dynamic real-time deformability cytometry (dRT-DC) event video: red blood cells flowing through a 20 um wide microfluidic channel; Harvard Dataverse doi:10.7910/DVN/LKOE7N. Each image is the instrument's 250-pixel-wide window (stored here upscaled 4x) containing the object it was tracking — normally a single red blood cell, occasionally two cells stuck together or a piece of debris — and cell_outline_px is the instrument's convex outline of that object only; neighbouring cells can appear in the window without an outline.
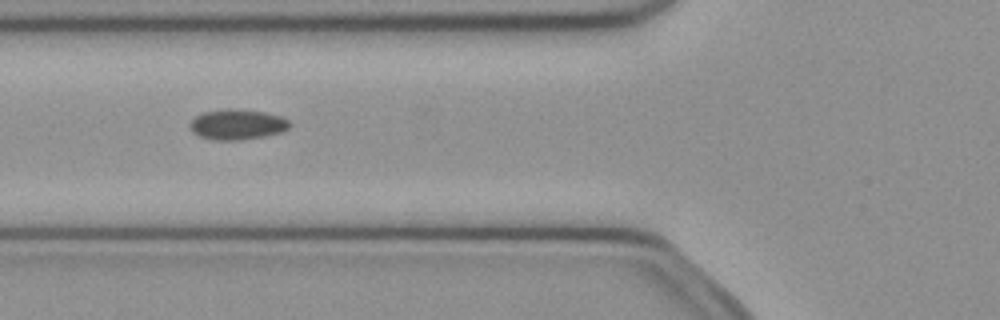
{"species": "common noctule bat (a hibernating species)", "species_latin": "Nyctalus noctula", "temperature_condition": "cold", "stored_images_in_passage": 39, "camera_frame_rate_fps": 3000, "um_per_image_px": 0.085, "animal": {"sex": "female", "body_mass_g": 21.9}, "frame": {"image": 1, "passage_image": 8, "time_ms": 2.333, "image_size_px": [1000, 320], "cell_outline_px": [[292, 124], [284, 132], [264, 136], [240, 140], [216, 140], [200, 136], [192, 132], [188, 124], [196, 116], [204, 112], [224, 108], [236, 108], [264, 112], [280, 116], [288, 120]], "centroid_in_image_um": [20.17, 10.57], "position_along_channel_um": 105.6, "area_um2": 17.8}}
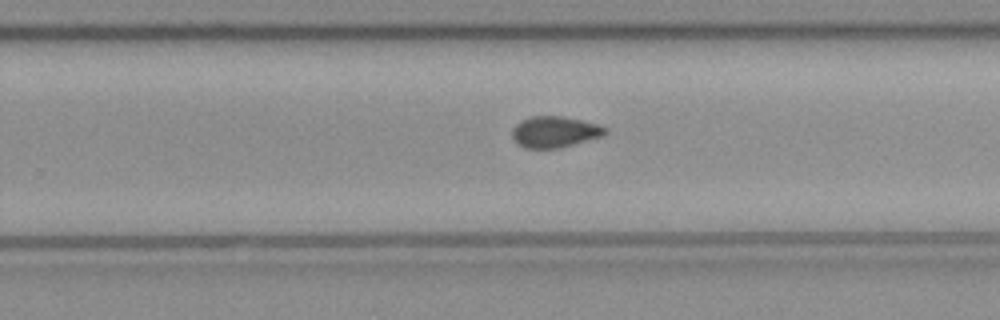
{"frame": {"image": 2, "passage_image": 21, "time_ms": 6.667, "image_size_px": [1000, 320], "cell_outline_px": [[608, 132], [604, 136], [560, 148], [524, 148], [516, 144], [512, 136], [512, 128], [520, 120], [532, 116], [564, 116], [596, 124], [608, 128]], "centroid_in_image_um": [47.14, 11.21], "position_along_channel_um": 282.7, "area_um2": 17.11}}
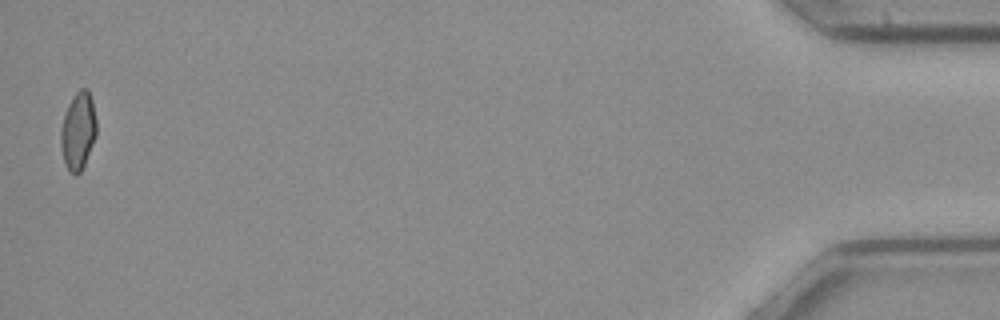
{"frame": {"image": 3, "passage_image": 39, "time_ms": 12.667, "image_size_px": [1000, 320], "cell_outline_px": [[96, 136], [84, 164], [80, 172], [76, 176], [68, 172], [64, 164], [60, 144], [60, 128], [68, 104], [76, 92], [80, 88], [88, 88], [92, 100], [96, 120]], "centroid_in_image_um": [6.62, 11.15], "position_along_channel_um": 428.6, "area_um2": 16.3}, "authors_computed_cell_mechanics": {"area_um2": 16.8776, "velocity_mm_per_s": 4.0696, "shape_relaxation_time_tau1_ms": null, "shape_relaxation_time_tau2_ms": 3.4104, "deformation_change_tau1": null, "deformation_change_tau2": 0.0734}}